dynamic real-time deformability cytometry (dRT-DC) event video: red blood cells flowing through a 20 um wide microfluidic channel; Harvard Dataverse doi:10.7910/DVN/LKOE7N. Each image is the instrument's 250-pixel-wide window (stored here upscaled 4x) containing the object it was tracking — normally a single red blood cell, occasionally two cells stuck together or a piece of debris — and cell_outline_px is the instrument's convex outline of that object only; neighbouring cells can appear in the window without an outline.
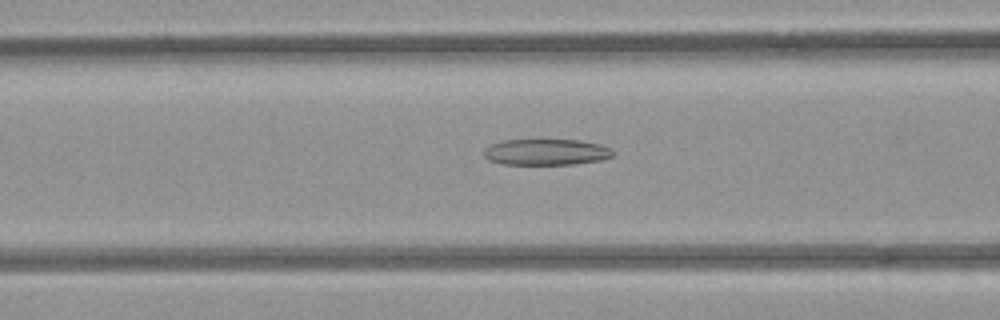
{"species": "common noctule bat (a hibernating species)", "species_latin": "Nyctalus noctula", "temperature_condition": "room temperature", "stored_images_in_passage": 52, "camera_frame_rate_fps": 3000, "um_per_image_px": 0.085, "animal": {"sex": "female", "body_mass_g": 21.9}, "frame": {"image": 1, "passage_image": 21, "time_ms": 6.667, "image_size_px": [1000, 320], "cell_outline_px": [[612, 156], [600, 160], [572, 164], [500, 164], [488, 160], [484, 156], [484, 148], [492, 144], [504, 140], [580, 140], [600, 144], [612, 148]], "centroid_in_image_um": [46.4, 12.92], "position_along_channel_um": 120.2, "area_um2": 19.59}}
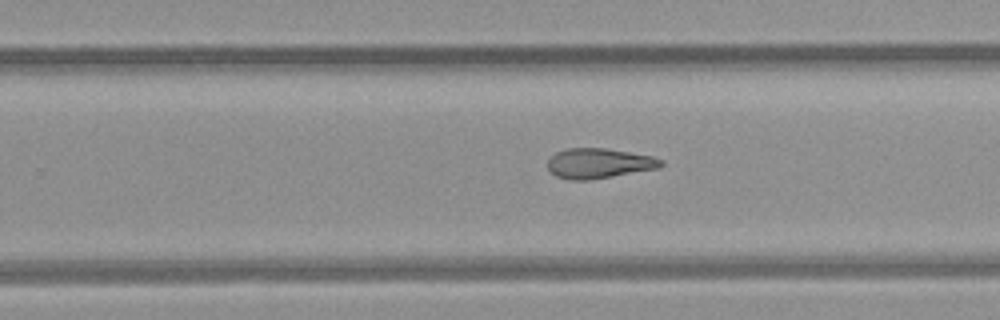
{"frame": {"image": 2, "passage_image": 33, "time_ms": 10.667, "image_size_px": [1000, 320], "cell_outline_px": [[664, 164], [660, 168], [588, 180], [568, 180], [556, 176], [548, 168], [548, 160], [556, 152], [568, 148], [604, 148], [652, 156], [664, 160]], "centroid_in_image_um": [50.92, 13.88], "position_along_channel_um": 278.9, "area_um2": 19.77}}
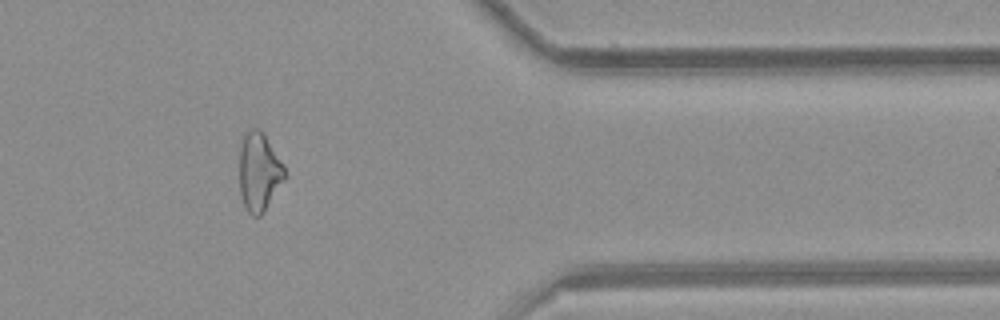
{"frame": {"image": 3, "passage_image": 43, "time_ms": 14.0, "image_size_px": [1000, 320], "cell_outline_px": [[288, 176], [264, 212], [260, 216], [252, 216], [248, 212], [244, 204], [240, 192], [240, 148], [244, 136], [252, 128], [260, 128], [284, 164]], "centroid_in_image_um": [22.06, 14.63], "position_along_channel_um": 389.3, "area_um2": 20.87}, "authors_computed_cell_mechanics": {"area_um2": 22.3975, "velocity_mm_per_s": 3.9601, "shape_relaxation_time_tau1_ms": null, "shape_relaxation_time_tau2_ms": 7.0609, "deformation_change_tau1": null, "deformation_change_tau2": 0.186}}